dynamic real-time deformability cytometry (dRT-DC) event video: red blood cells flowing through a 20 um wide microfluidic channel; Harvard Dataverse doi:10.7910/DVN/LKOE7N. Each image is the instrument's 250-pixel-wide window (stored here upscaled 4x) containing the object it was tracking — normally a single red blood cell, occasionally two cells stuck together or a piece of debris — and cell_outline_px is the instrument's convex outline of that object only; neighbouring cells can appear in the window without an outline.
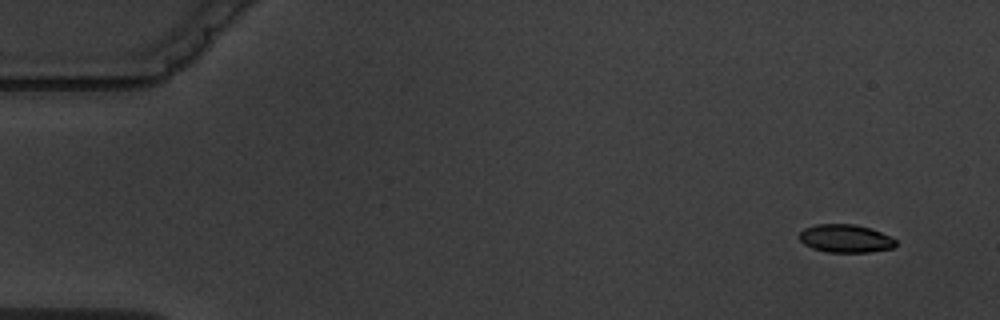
{"species": "common noctule bat (a hibernating species)", "species_latin": "Nyctalus noctula", "temperature_condition": "warm", "stored_images_in_passage": 4, "camera_frame_rate_fps": 3000, "um_per_image_px": 0.085, "animal": {"sex": "male", "body_mass_g": 19.5, "forearm_length_mm": 54.6}, "frame": {"image": 1, "passage_image": 1, "time_ms": 0.0, "image_size_px": [1000, 320], "cell_outline_px": [[896, 244], [892, 248], [868, 252], [828, 252], [812, 248], [804, 244], [800, 240], [800, 232], [804, 228], [816, 224], [856, 224], [880, 232], [896, 240]], "centroid_in_image_um": [71.84, 20.27], "position_along_channel_um": 13.2, "area_um2": 15.61}}
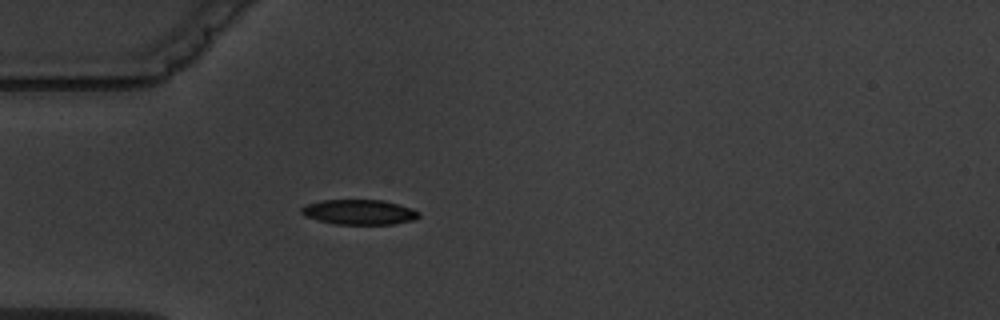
{"frame": {"image": 2, "passage_image": 4, "time_ms": 4.333, "image_size_px": [1000, 320], "cell_outline_px": [[420, 216], [416, 220], [396, 224], [336, 224], [316, 220], [304, 216], [300, 212], [300, 208], [304, 204], [320, 200], [384, 200], [412, 208], [420, 212]], "centroid_in_image_um": [30.52, 18.03], "position_along_channel_um": 54.5, "area_um2": 17.46}}